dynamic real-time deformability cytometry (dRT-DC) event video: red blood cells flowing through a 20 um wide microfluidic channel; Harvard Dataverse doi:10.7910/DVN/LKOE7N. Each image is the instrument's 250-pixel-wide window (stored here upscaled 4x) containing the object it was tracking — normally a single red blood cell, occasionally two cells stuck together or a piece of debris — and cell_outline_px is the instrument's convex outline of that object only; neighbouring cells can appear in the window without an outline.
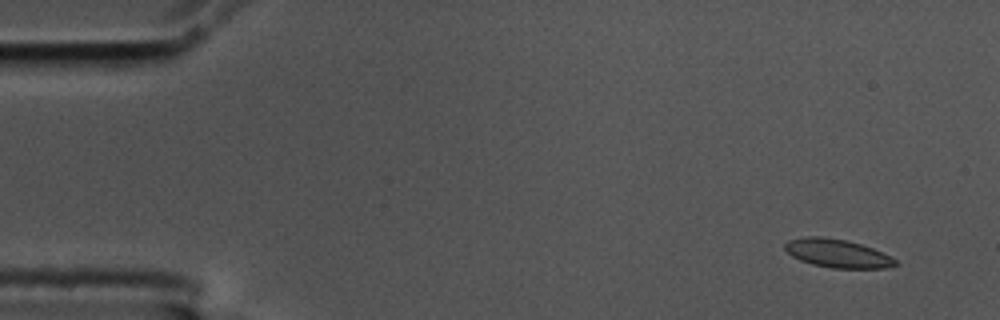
{"species": "common noctule bat (a hibernating species)", "species_latin": "Nyctalus noctula", "temperature_condition": "cold", "stored_images_in_passage": 53, "camera_frame_rate_fps": 3000, "um_per_image_px": 0.085, "animal": {"sex": "male", "body_mass_g": 17.5, "forearm_length_mm": 52.3}, "frame": {"image": 1, "passage_image": 1, "time_ms": 0.0, "image_size_px": [1000, 320], "cell_outline_px": [[900, 264], [884, 268], [832, 268], [812, 264], [800, 260], [792, 256], [784, 248], [784, 244], [788, 240], [804, 236], [820, 236], [844, 240], [860, 244], [872, 248], [892, 256]], "centroid_in_image_um": [71.18, 21.54], "position_along_channel_um": 13.8, "area_um2": 18.26}}
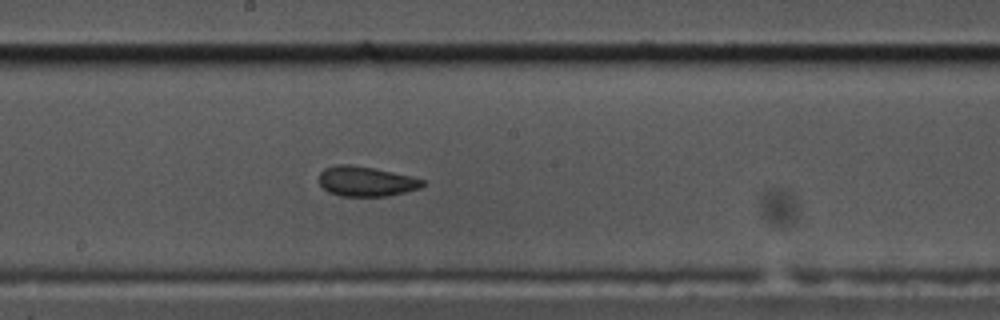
{"frame": {"image": 2, "passage_image": 27, "time_ms": 8.667, "image_size_px": [1000, 320], "cell_outline_px": [[424, 184], [420, 188], [388, 196], [340, 196], [328, 192], [320, 184], [320, 172], [324, 168], [340, 164], [348, 164], [372, 168], [408, 176], [424, 180]], "centroid_in_image_um": [31.08, 15.42], "position_along_channel_um": 217.1, "area_um2": 17.74}}
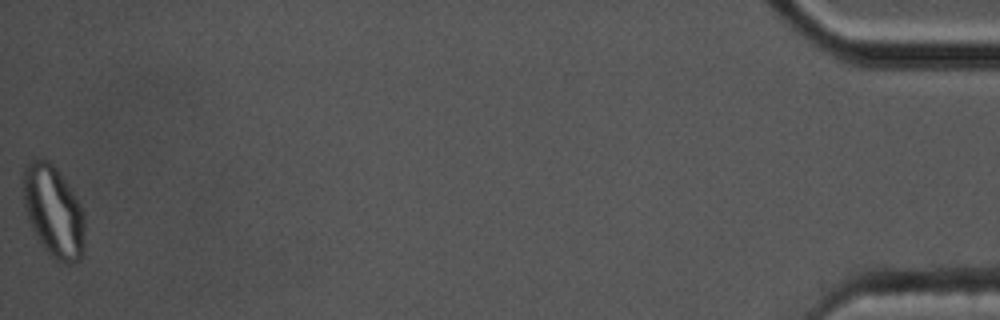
{"frame": {"image": 3, "passage_image": 53, "time_ms": 17.333, "image_size_px": [1000, 320], "cell_outline_px": [[84, 252], [80, 260], [72, 264], [68, 264], [56, 260], [44, 248], [36, 236], [32, 228], [24, 208], [24, 168], [36, 156], [44, 156], [56, 168], [80, 204], [84, 212]], "centroid_in_image_um": [4.56, 17.97], "position_along_channel_um": 430.6, "area_um2": 32.83}, "authors_computed_cell_mechanics": {"area_um2": 18.6694, "velocity_mm_per_s": 3.601, "shape_relaxation_time_tau1_ms": null, "shape_relaxation_time_tau2_ms": 1.9408, "deformation_change_tau1": null, "deformation_change_tau2": 0.0643}}